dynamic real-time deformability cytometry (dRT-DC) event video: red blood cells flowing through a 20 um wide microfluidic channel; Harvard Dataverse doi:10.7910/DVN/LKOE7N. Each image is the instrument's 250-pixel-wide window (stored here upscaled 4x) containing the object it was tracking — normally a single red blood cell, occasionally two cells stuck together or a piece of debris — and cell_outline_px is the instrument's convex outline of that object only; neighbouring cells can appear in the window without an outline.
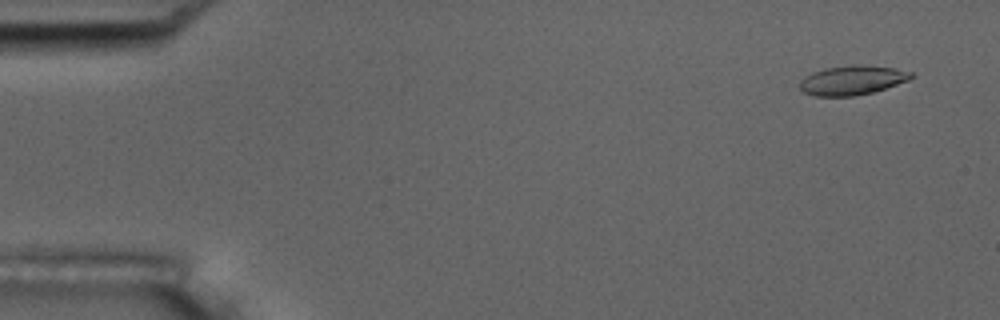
{"species": "common noctule bat (a hibernating species)", "species_latin": "Nyctalus noctula", "temperature_condition": "room temperature", "stored_images_in_passage": 5, "camera_frame_rate_fps": 3000, "um_per_image_px": 0.085, "animal": {"sex": "male", "body_mass_g": 17.5, "forearm_length_mm": 52.3}, "frame": {"image": 1, "passage_image": 2, "time_ms": 0.333, "image_size_px": [1000, 320], "cell_outline_px": [[916, 76], [908, 80], [872, 92], [852, 96], [812, 96], [804, 92], [800, 88], [800, 80], [804, 76], [812, 72], [824, 68], [852, 64], [860, 64], [896, 68], [912, 72]], "centroid_in_image_um": [72.42, 6.8], "position_along_channel_um": 12.6, "area_um2": 19.19}}
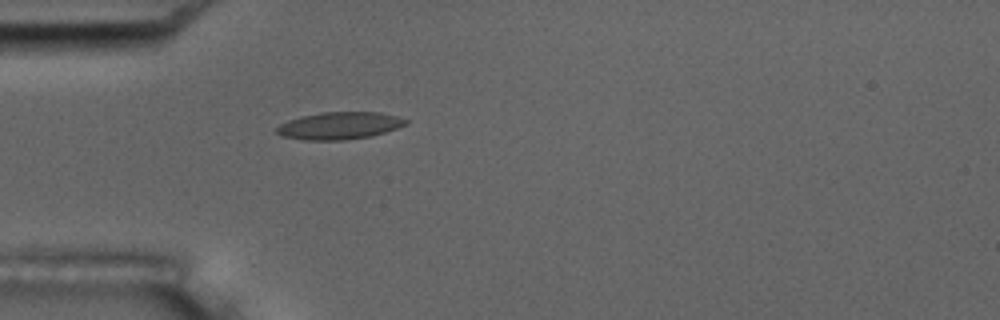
{"frame": {"image": 2, "passage_image": 5, "time_ms": 1.333, "image_size_px": [1000, 320], "cell_outline_px": [[408, 124], [372, 136], [344, 140], [304, 140], [280, 136], [276, 132], [276, 128], [280, 124], [288, 120], [300, 116], [320, 112], [380, 112], [396, 116], [408, 120]], "centroid_in_image_um": [28.82, 10.68], "position_along_channel_um": 56.2, "area_um2": 20.63}}